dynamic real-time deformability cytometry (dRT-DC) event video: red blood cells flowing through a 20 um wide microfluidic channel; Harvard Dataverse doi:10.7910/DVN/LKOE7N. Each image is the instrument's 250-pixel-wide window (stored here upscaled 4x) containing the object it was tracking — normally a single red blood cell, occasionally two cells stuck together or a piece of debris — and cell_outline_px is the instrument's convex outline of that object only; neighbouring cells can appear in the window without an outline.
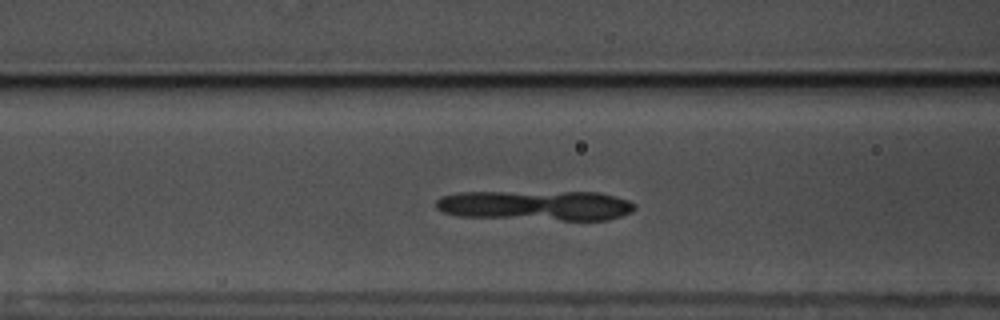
{"species": "common noctule bat (a hibernating species)", "species_latin": "Nyctalus noctula", "temperature_condition": "warm", "stored_images_in_passage": 54, "camera_frame_rate_fps": 3000, "um_per_image_px": 0.085, "animal": {"sex": "male", "body_mass_g": 17.5, "forearm_length_mm": 52.3}, "frame": {"image": 1, "passage_image": 19, "time_ms": 6.0, "image_size_px": [1000, 320], "cell_outline_px": [[636, 208], [632, 212], [608, 220], [564, 220], [456, 216], [444, 212], [436, 208], [436, 200], [440, 196], [460, 192], [600, 192], [628, 200], [636, 204]], "centroid_in_image_um": [45.56, 17.46], "position_along_channel_um": 121.0, "area_um2": 34.97}}